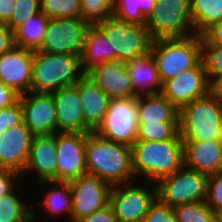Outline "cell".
I'll return each instance as SVG.
<instances>
[{"instance_id": "obj_18", "label": "cell", "mask_w": 222, "mask_h": 222, "mask_svg": "<svg viewBox=\"0 0 222 222\" xmlns=\"http://www.w3.org/2000/svg\"><path fill=\"white\" fill-rule=\"evenodd\" d=\"M56 106L57 131L89 133L79 99L78 81L71 86L51 92Z\"/></svg>"}, {"instance_id": "obj_3", "label": "cell", "mask_w": 222, "mask_h": 222, "mask_svg": "<svg viewBox=\"0 0 222 222\" xmlns=\"http://www.w3.org/2000/svg\"><path fill=\"white\" fill-rule=\"evenodd\" d=\"M179 133L183 141L222 140V99L214 89L180 110Z\"/></svg>"}, {"instance_id": "obj_41", "label": "cell", "mask_w": 222, "mask_h": 222, "mask_svg": "<svg viewBox=\"0 0 222 222\" xmlns=\"http://www.w3.org/2000/svg\"><path fill=\"white\" fill-rule=\"evenodd\" d=\"M19 176L16 171L0 168V197L14 190V182L19 179Z\"/></svg>"}, {"instance_id": "obj_5", "label": "cell", "mask_w": 222, "mask_h": 222, "mask_svg": "<svg viewBox=\"0 0 222 222\" xmlns=\"http://www.w3.org/2000/svg\"><path fill=\"white\" fill-rule=\"evenodd\" d=\"M78 55L45 53L35 50L31 92L51 93L74 85L85 74ZM79 73V74H77Z\"/></svg>"}, {"instance_id": "obj_11", "label": "cell", "mask_w": 222, "mask_h": 222, "mask_svg": "<svg viewBox=\"0 0 222 222\" xmlns=\"http://www.w3.org/2000/svg\"><path fill=\"white\" fill-rule=\"evenodd\" d=\"M87 135L81 132L56 133V182L69 183L87 174Z\"/></svg>"}, {"instance_id": "obj_4", "label": "cell", "mask_w": 222, "mask_h": 222, "mask_svg": "<svg viewBox=\"0 0 222 222\" xmlns=\"http://www.w3.org/2000/svg\"><path fill=\"white\" fill-rule=\"evenodd\" d=\"M150 53L164 83L202 61V36L153 40Z\"/></svg>"}, {"instance_id": "obj_6", "label": "cell", "mask_w": 222, "mask_h": 222, "mask_svg": "<svg viewBox=\"0 0 222 222\" xmlns=\"http://www.w3.org/2000/svg\"><path fill=\"white\" fill-rule=\"evenodd\" d=\"M96 25L110 42L111 61L125 63L150 51L152 40L146 25L124 22L114 16Z\"/></svg>"}, {"instance_id": "obj_33", "label": "cell", "mask_w": 222, "mask_h": 222, "mask_svg": "<svg viewBox=\"0 0 222 222\" xmlns=\"http://www.w3.org/2000/svg\"><path fill=\"white\" fill-rule=\"evenodd\" d=\"M40 4L48 18H81L80 0H41Z\"/></svg>"}, {"instance_id": "obj_43", "label": "cell", "mask_w": 222, "mask_h": 222, "mask_svg": "<svg viewBox=\"0 0 222 222\" xmlns=\"http://www.w3.org/2000/svg\"><path fill=\"white\" fill-rule=\"evenodd\" d=\"M15 46L14 32L6 25H0V56Z\"/></svg>"}, {"instance_id": "obj_37", "label": "cell", "mask_w": 222, "mask_h": 222, "mask_svg": "<svg viewBox=\"0 0 222 222\" xmlns=\"http://www.w3.org/2000/svg\"><path fill=\"white\" fill-rule=\"evenodd\" d=\"M206 201L217 215L222 212V169L209 176Z\"/></svg>"}, {"instance_id": "obj_40", "label": "cell", "mask_w": 222, "mask_h": 222, "mask_svg": "<svg viewBox=\"0 0 222 222\" xmlns=\"http://www.w3.org/2000/svg\"><path fill=\"white\" fill-rule=\"evenodd\" d=\"M73 222H117L114 210L110 204L93 212L91 215L77 219Z\"/></svg>"}, {"instance_id": "obj_46", "label": "cell", "mask_w": 222, "mask_h": 222, "mask_svg": "<svg viewBox=\"0 0 222 222\" xmlns=\"http://www.w3.org/2000/svg\"><path fill=\"white\" fill-rule=\"evenodd\" d=\"M213 89L217 92L218 96L222 99V78L219 79L214 85Z\"/></svg>"}, {"instance_id": "obj_38", "label": "cell", "mask_w": 222, "mask_h": 222, "mask_svg": "<svg viewBox=\"0 0 222 222\" xmlns=\"http://www.w3.org/2000/svg\"><path fill=\"white\" fill-rule=\"evenodd\" d=\"M23 122L20 99L16 103L0 109V135L8 128L21 125Z\"/></svg>"}, {"instance_id": "obj_34", "label": "cell", "mask_w": 222, "mask_h": 222, "mask_svg": "<svg viewBox=\"0 0 222 222\" xmlns=\"http://www.w3.org/2000/svg\"><path fill=\"white\" fill-rule=\"evenodd\" d=\"M81 18L90 24L106 20L113 16L116 0H80Z\"/></svg>"}, {"instance_id": "obj_29", "label": "cell", "mask_w": 222, "mask_h": 222, "mask_svg": "<svg viewBox=\"0 0 222 222\" xmlns=\"http://www.w3.org/2000/svg\"><path fill=\"white\" fill-rule=\"evenodd\" d=\"M12 191L0 197V222H32L34 213Z\"/></svg>"}, {"instance_id": "obj_16", "label": "cell", "mask_w": 222, "mask_h": 222, "mask_svg": "<svg viewBox=\"0 0 222 222\" xmlns=\"http://www.w3.org/2000/svg\"><path fill=\"white\" fill-rule=\"evenodd\" d=\"M34 51L14 46L0 56V82L19 94L31 91Z\"/></svg>"}, {"instance_id": "obj_7", "label": "cell", "mask_w": 222, "mask_h": 222, "mask_svg": "<svg viewBox=\"0 0 222 222\" xmlns=\"http://www.w3.org/2000/svg\"><path fill=\"white\" fill-rule=\"evenodd\" d=\"M146 27L152 41L194 35L190 0H156Z\"/></svg>"}, {"instance_id": "obj_30", "label": "cell", "mask_w": 222, "mask_h": 222, "mask_svg": "<svg viewBox=\"0 0 222 222\" xmlns=\"http://www.w3.org/2000/svg\"><path fill=\"white\" fill-rule=\"evenodd\" d=\"M54 184L57 187L48 190V193L44 196V207L46 211L53 215L67 212L72 220V196L69 183L64 182H47ZM58 186L60 188H58Z\"/></svg>"}, {"instance_id": "obj_8", "label": "cell", "mask_w": 222, "mask_h": 222, "mask_svg": "<svg viewBox=\"0 0 222 222\" xmlns=\"http://www.w3.org/2000/svg\"><path fill=\"white\" fill-rule=\"evenodd\" d=\"M208 178L206 174L183 166L157 183V198L171 207L205 201Z\"/></svg>"}, {"instance_id": "obj_12", "label": "cell", "mask_w": 222, "mask_h": 222, "mask_svg": "<svg viewBox=\"0 0 222 222\" xmlns=\"http://www.w3.org/2000/svg\"><path fill=\"white\" fill-rule=\"evenodd\" d=\"M213 90L203 61L196 67L180 73L163 83L161 94L178 110L193 100L203 97Z\"/></svg>"}, {"instance_id": "obj_27", "label": "cell", "mask_w": 222, "mask_h": 222, "mask_svg": "<svg viewBox=\"0 0 222 222\" xmlns=\"http://www.w3.org/2000/svg\"><path fill=\"white\" fill-rule=\"evenodd\" d=\"M194 33L202 35L222 21V0H190Z\"/></svg>"}, {"instance_id": "obj_25", "label": "cell", "mask_w": 222, "mask_h": 222, "mask_svg": "<svg viewBox=\"0 0 222 222\" xmlns=\"http://www.w3.org/2000/svg\"><path fill=\"white\" fill-rule=\"evenodd\" d=\"M179 113L161 93L138 96L139 122H179Z\"/></svg>"}, {"instance_id": "obj_1", "label": "cell", "mask_w": 222, "mask_h": 222, "mask_svg": "<svg viewBox=\"0 0 222 222\" xmlns=\"http://www.w3.org/2000/svg\"><path fill=\"white\" fill-rule=\"evenodd\" d=\"M86 166L88 174L96 175L111 186L135 176L131 147L103 138L95 131L87 135Z\"/></svg>"}, {"instance_id": "obj_14", "label": "cell", "mask_w": 222, "mask_h": 222, "mask_svg": "<svg viewBox=\"0 0 222 222\" xmlns=\"http://www.w3.org/2000/svg\"><path fill=\"white\" fill-rule=\"evenodd\" d=\"M126 185L120 188L113 185L109 194V204L114 210L117 222L143 221L149 207L157 199V186L153 191L145 190L141 186Z\"/></svg>"}, {"instance_id": "obj_26", "label": "cell", "mask_w": 222, "mask_h": 222, "mask_svg": "<svg viewBox=\"0 0 222 222\" xmlns=\"http://www.w3.org/2000/svg\"><path fill=\"white\" fill-rule=\"evenodd\" d=\"M48 20L42 12L28 18L14 31L15 46L38 50L43 43Z\"/></svg>"}, {"instance_id": "obj_28", "label": "cell", "mask_w": 222, "mask_h": 222, "mask_svg": "<svg viewBox=\"0 0 222 222\" xmlns=\"http://www.w3.org/2000/svg\"><path fill=\"white\" fill-rule=\"evenodd\" d=\"M155 3L156 0H116L113 16L124 22L146 25Z\"/></svg>"}, {"instance_id": "obj_2", "label": "cell", "mask_w": 222, "mask_h": 222, "mask_svg": "<svg viewBox=\"0 0 222 222\" xmlns=\"http://www.w3.org/2000/svg\"><path fill=\"white\" fill-rule=\"evenodd\" d=\"M131 150L134 175L142 173L150 181L158 183L184 166V146L179 132L165 141L136 140Z\"/></svg>"}, {"instance_id": "obj_22", "label": "cell", "mask_w": 222, "mask_h": 222, "mask_svg": "<svg viewBox=\"0 0 222 222\" xmlns=\"http://www.w3.org/2000/svg\"><path fill=\"white\" fill-rule=\"evenodd\" d=\"M78 91L84 121L95 131L103 122L111 99L87 74L78 80Z\"/></svg>"}, {"instance_id": "obj_20", "label": "cell", "mask_w": 222, "mask_h": 222, "mask_svg": "<svg viewBox=\"0 0 222 222\" xmlns=\"http://www.w3.org/2000/svg\"><path fill=\"white\" fill-rule=\"evenodd\" d=\"M56 153V133L34 136L24 171H36L40 184L56 182Z\"/></svg>"}, {"instance_id": "obj_45", "label": "cell", "mask_w": 222, "mask_h": 222, "mask_svg": "<svg viewBox=\"0 0 222 222\" xmlns=\"http://www.w3.org/2000/svg\"><path fill=\"white\" fill-rule=\"evenodd\" d=\"M15 8V0H0V18L6 23L12 16Z\"/></svg>"}, {"instance_id": "obj_42", "label": "cell", "mask_w": 222, "mask_h": 222, "mask_svg": "<svg viewBox=\"0 0 222 222\" xmlns=\"http://www.w3.org/2000/svg\"><path fill=\"white\" fill-rule=\"evenodd\" d=\"M201 36L202 44H211L222 47V21L211 26Z\"/></svg>"}, {"instance_id": "obj_15", "label": "cell", "mask_w": 222, "mask_h": 222, "mask_svg": "<svg viewBox=\"0 0 222 222\" xmlns=\"http://www.w3.org/2000/svg\"><path fill=\"white\" fill-rule=\"evenodd\" d=\"M20 102L24 124L34 136L58 133L52 93L30 91L20 95Z\"/></svg>"}, {"instance_id": "obj_23", "label": "cell", "mask_w": 222, "mask_h": 222, "mask_svg": "<svg viewBox=\"0 0 222 222\" xmlns=\"http://www.w3.org/2000/svg\"><path fill=\"white\" fill-rule=\"evenodd\" d=\"M134 90L139 95L161 93L163 83L150 51L125 62ZM157 88V89H156Z\"/></svg>"}, {"instance_id": "obj_21", "label": "cell", "mask_w": 222, "mask_h": 222, "mask_svg": "<svg viewBox=\"0 0 222 222\" xmlns=\"http://www.w3.org/2000/svg\"><path fill=\"white\" fill-rule=\"evenodd\" d=\"M184 166L210 176L222 169V140L183 141Z\"/></svg>"}, {"instance_id": "obj_48", "label": "cell", "mask_w": 222, "mask_h": 222, "mask_svg": "<svg viewBox=\"0 0 222 222\" xmlns=\"http://www.w3.org/2000/svg\"><path fill=\"white\" fill-rule=\"evenodd\" d=\"M2 24H5L2 20H1V18H0V25H2Z\"/></svg>"}, {"instance_id": "obj_19", "label": "cell", "mask_w": 222, "mask_h": 222, "mask_svg": "<svg viewBox=\"0 0 222 222\" xmlns=\"http://www.w3.org/2000/svg\"><path fill=\"white\" fill-rule=\"evenodd\" d=\"M87 75L93 79L111 100L139 96L134 90L132 79L124 62H104L91 70Z\"/></svg>"}, {"instance_id": "obj_24", "label": "cell", "mask_w": 222, "mask_h": 222, "mask_svg": "<svg viewBox=\"0 0 222 222\" xmlns=\"http://www.w3.org/2000/svg\"><path fill=\"white\" fill-rule=\"evenodd\" d=\"M81 60V71L88 74L95 67L111 61V46L108 38L96 24H90L86 31Z\"/></svg>"}, {"instance_id": "obj_31", "label": "cell", "mask_w": 222, "mask_h": 222, "mask_svg": "<svg viewBox=\"0 0 222 222\" xmlns=\"http://www.w3.org/2000/svg\"><path fill=\"white\" fill-rule=\"evenodd\" d=\"M177 222H217V214L207 201L180 204L173 207Z\"/></svg>"}, {"instance_id": "obj_47", "label": "cell", "mask_w": 222, "mask_h": 222, "mask_svg": "<svg viewBox=\"0 0 222 222\" xmlns=\"http://www.w3.org/2000/svg\"><path fill=\"white\" fill-rule=\"evenodd\" d=\"M217 222H222V212L217 215Z\"/></svg>"}, {"instance_id": "obj_13", "label": "cell", "mask_w": 222, "mask_h": 222, "mask_svg": "<svg viewBox=\"0 0 222 222\" xmlns=\"http://www.w3.org/2000/svg\"><path fill=\"white\" fill-rule=\"evenodd\" d=\"M72 196V222L91 215L109 204L111 185L92 174L69 182Z\"/></svg>"}, {"instance_id": "obj_35", "label": "cell", "mask_w": 222, "mask_h": 222, "mask_svg": "<svg viewBox=\"0 0 222 222\" xmlns=\"http://www.w3.org/2000/svg\"><path fill=\"white\" fill-rule=\"evenodd\" d=\"M202 61L208 79L214 85L222 78V47L211 44H202Z\"/></svg>"}, {"instance_id": "obj_10", "label": "cell", "mask_w": 222, "mask_h": 222, "mask_svg": "<svg viewBox=\"0 0 222 222\" xmlns=\"http://www.w3.org/2000/svg\"><path fill=\"white\" fill-rule=\"evenodd\" d=\"M89 26L82 18H49L43 43L37 51L81 56Z\"/></svg>"}, {"instance_id": "obj_9", "label": "cell", "mask_w": 222, "mask_h": 222, "mask_svg": "<svg viewBox=\"0 0 222 222\" xmlns=\"http://www.w3.org/2000/svg\"><path fill=\"white\" fill-rule=\"evenodd\" d=\"M138 124V96L113 99L95 132L103 138L131 147L137 140Z\"/></svg>"}, {"instance_id": "obj_17", "label": "cell", "mask_w": 222, "mask_h": 222, "mask_svg": "<svg viewBox=\"0 0 222 222\" xmlns=\"http://www.w3.org/2000/svg\"><path fill=\"white\" fill-rule=\"evenodd\" d=\"M34 135L25 126L8 128L0 135V168L18 172L25 169Z\"/></svg>"}, {"instance_id": "obj_44", "label": "cell", "mask_w": 222, "mask_h": 222, "mask_svg": "<svg viewBox=\"0 0 222 222\" xmlns=\"http://www.w3.org/2000/svg\"><path fill=\"white\" fill-rule=\"evenodd\" d=\"M20 95L14 88L0 82V109L16 103Z\"/></svg>"}, {"instance_id": "obj_36", "label": "cell", "mask_w": 222, "mask_h": 222, "mask_svg": "<svg viewBox=\"0 0 222 222\" xmlns=\"http://www.w3.org/2000/svg\"><path fill=\"white\" fill-rule=\"evenodd\" d=\"M41 0H15L11 18L5 23L13 32L28 18L41 13Z\"/></svg>"}, {"instance_id": "obj_32", "label": "cell", "mask_w": 222, "mask_h": 222, "mask_svg": "<svg viewBox=\"0 0 222 222\" xmlns=\"http://www.w3.org/2000/svg\"><path fill=\"white\" fill-rule=\"evenodd\" d=\"M179 132V122H139L137 140L165 141Z\"/></svg>"}, {"instance_id": "obj_39", "label": "cell", "mask_w": 222, "mask_h": 222, "mask_svg": "<svg viewBox=\"0 0 222 222\" xmlns=\"http://www.w3.org/2000/svg\"><path fill=\"white\" fill-rule=\"evenodd\" d=\"M143 222H177L173 207L163 204L158 198L149 207Z\"/></svg>"}]
</instances>
